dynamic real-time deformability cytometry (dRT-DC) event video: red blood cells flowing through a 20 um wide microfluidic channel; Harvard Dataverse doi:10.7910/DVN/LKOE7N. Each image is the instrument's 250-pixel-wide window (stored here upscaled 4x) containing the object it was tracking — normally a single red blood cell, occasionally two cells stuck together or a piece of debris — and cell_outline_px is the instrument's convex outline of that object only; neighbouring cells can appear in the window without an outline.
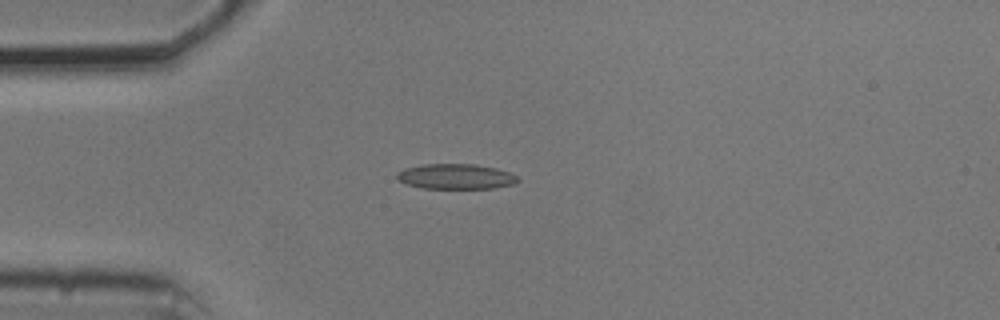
{"species": "common noctule bat (a hibernating species)", "species_latin": "Nyctalus noctula", "temperature_condition": "cold", "stored_images_in_passage": 41, "camera_frame_rate_fps": 3000, "um_per_image_px": 0.085, "animal": {"sex": "male", "body_mass_g": 20.5, "forearm_length_mm": 52.5}, "frame": {"image": 1, "passage_image": 1, "time_ms": 0.0, "image_size_px": [1000, 320], "cell_outline_px": [[520, 180], [516, 184], [492, 188], [424, 188], [408, 184], [400, 180], [396, 176], [396, 172], [404, 168], [420, 164], [476, 164], [496, 168], [508, 172], [516, 176]], "centroid_in_image_um": [38.75, 14.99], "position_along_channel_um": 46.3, "area_um2": 17.74}}
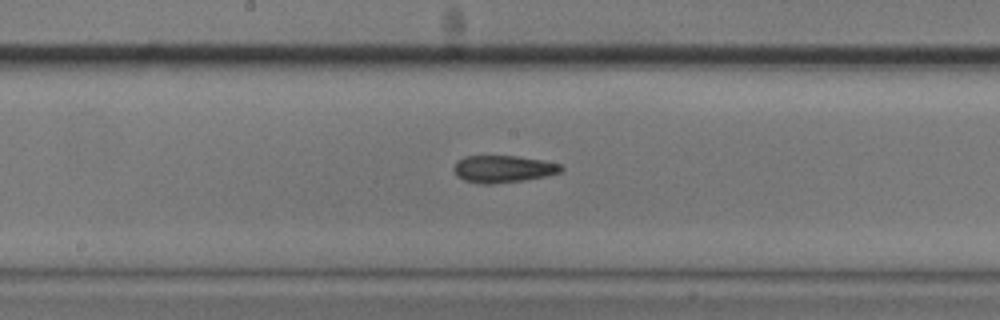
{"frame": {"image": 2, "passage_image": 15, "time_ms": 4.667, "image_size_px": [1000, 320], "cell_outline_px": [[564, 168], [560, 172], [544, 176], [524, 180], [492, 184], [480, 184], [464, 180], [456, 176], [452, 168], [456, 160], [464, 156], [516, 156], [544, 160], [560, 164]], "centroid_in_image_um": [42.71, 14.36], "position_along_channel_um": 205.5, "area_um2": 17.11}}
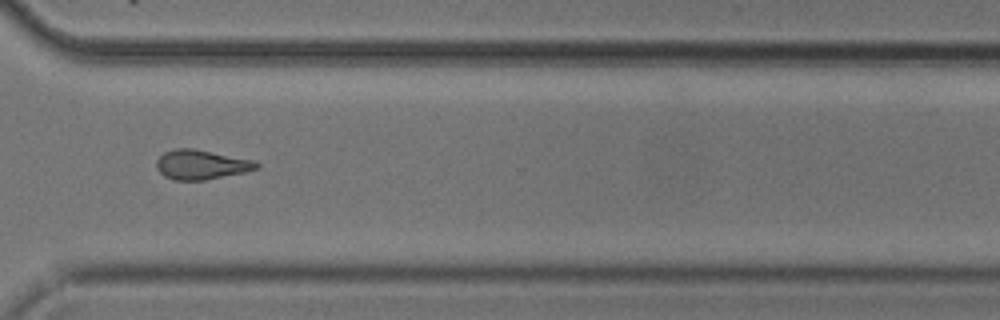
{"frame": {"image": 3, "passage_image": 27, "time_ms": 8.667, "image_size_px": [1000, 320], "cell_outline_px": [[260, 168], [244, 172], [204, 180], [176, 180], [164, 176], [156, 168], [156, 160], [164, 152], [176, 148], [192, 148], [256, 160], [260, 164]], "centroid_in_image_um": [17.12, 13.98], "position_along_channel_um": 353.5, "area_um2": 17.28}, "authors_computed_cell_mechanics": {"area_um2": 17.1088, "velocity_mm_per_s": 3.7162, "shape_relaxation_time_tau1_ms": 4.6426, "shape_relaxation_time_tau2_ms": 3.4075, "deformation_change_tau1": 0.1115, "deformation_change_tau2": 0.1072}}